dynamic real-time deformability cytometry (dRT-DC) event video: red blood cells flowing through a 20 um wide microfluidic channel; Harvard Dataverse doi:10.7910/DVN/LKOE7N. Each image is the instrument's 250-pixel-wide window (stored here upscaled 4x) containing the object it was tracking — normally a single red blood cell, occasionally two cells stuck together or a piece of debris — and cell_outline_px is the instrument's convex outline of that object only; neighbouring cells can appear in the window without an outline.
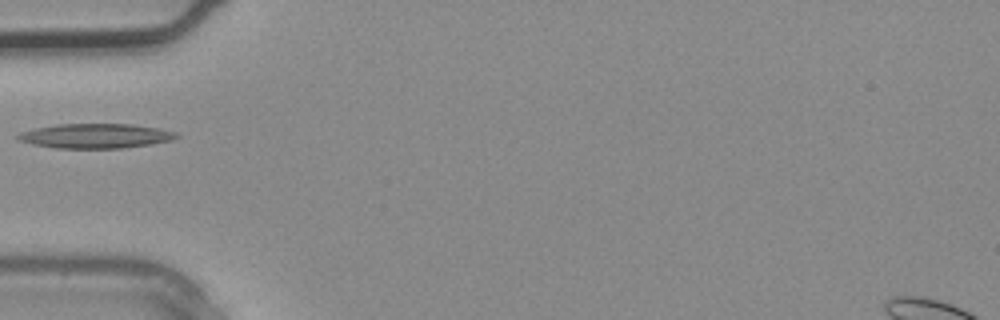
{"species": "common noctule bat (a hibernating species)", "species_latin": "Nyctalus noctula", "temperature_condition": "warm", "stored_images_in_passage": 1, "camera_frame_rate_fps": 3000, "um_per_image_px": 0.085, "animal": {"sex": "male", "body_mass_g": 20.4}, "frame": {"image": 1, "passage_image": 1, "time_ms": 0.0, "image_size_px": [1000, 320], "cell_outline_px": [[180, 136], [172, 140], [152, 144], [124, 148], [56, 148], [32, 144], [20, 140], [16, 136], [20, 132], [36, 128], [56, 124], [132, 124], [156, 128], [176, 132]], "centroid_in_image_um": [8.14, 11.55], "position_along_channel_um": 76.9, "area_um2": 22.66}}